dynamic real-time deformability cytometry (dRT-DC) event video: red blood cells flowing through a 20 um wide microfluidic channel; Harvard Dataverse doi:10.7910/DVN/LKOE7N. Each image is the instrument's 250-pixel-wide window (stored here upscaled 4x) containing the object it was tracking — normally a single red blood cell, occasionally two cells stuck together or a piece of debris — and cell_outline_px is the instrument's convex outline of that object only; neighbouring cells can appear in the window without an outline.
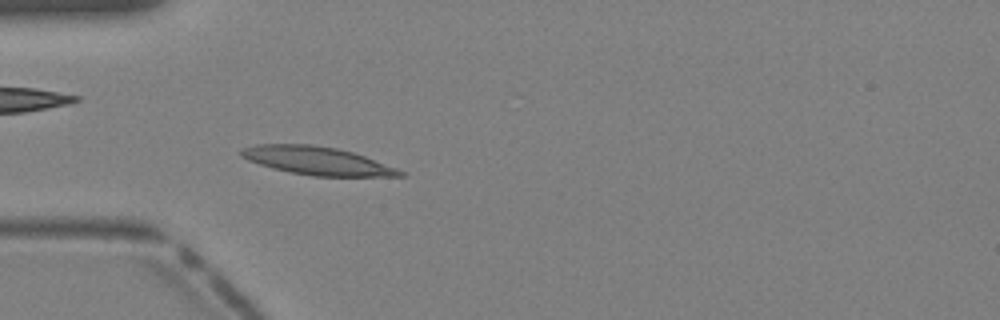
{"species": "Egyptian fruit bat (a non-hibernating species)", "species_latin": "Rousettus aegyptiacus", "temperature_condition": "warm", "stored_images_in_passage": 41, "camera_frame_rate_fps": 3000, "um_per_image_px": 0.085, "animal": {"sex": "female"}, "frame": {"image": 1, "passage_image": 13, "time_ms": 4.0, "image_size_px": [1000, 320], "cell_outline_px": [[408, 176], [312, 176], [272, 168], [248, 160], [240, 156], [240, 152], [244, 148], [256, 144], [312, 144], [336, 148], [352, 152], [364, 156], [396, 168], [404, 172]], "centroid_in_image_um": [26.95, 13.66], "position_along_channel_um": 58.1, "area_um2": 25.78}}
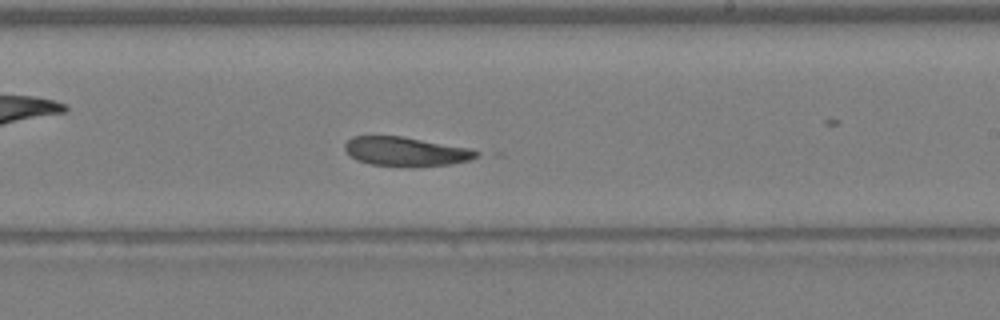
{"frame": {"image": 2, "passage_image": 25, "time_ms": 8.0, "image_size_px": [1000, 320], "cell_outline_px": [[480, 156], [468, 160], [448, 164], [412, 168], [372, 164], [356, 160], [344, 148], [344, 144], [352, 136], [400, 136], [468, 148], [480, 152]], "centroid_in_image_um": [34.48, 12.89], "position_along_channel_um": 254.5, "area_um2": 22.31}}
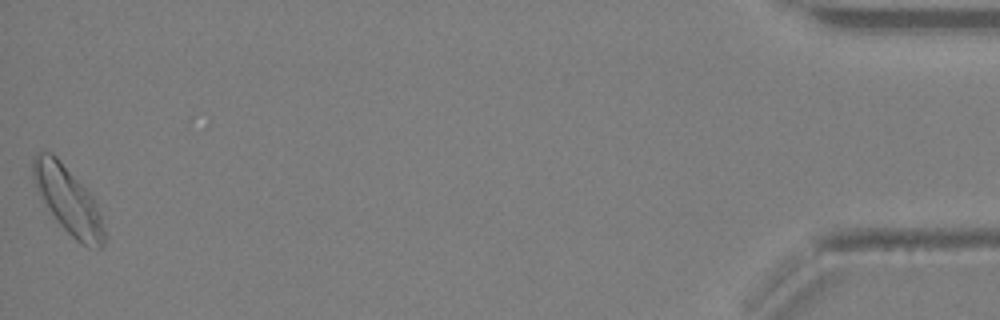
{"frame": {"image": 3, "passage_image": 41, "time_ms": 13.333, "image_size_px": [1000, 320], "cell_outline_px": [[104, 244], [100, 248], [88, 248], [80, 244], [56, 220], [36, 188], [32, 176], [32, 156], [36, 152], [52, 152], [60, 160], [92, 196], [96, 204], [100, 216], [104, 232]], "centroid_in_image_um": [5.76, 16.99], "position_along_channel_um": 429.4, "area_um2": 27.28}}